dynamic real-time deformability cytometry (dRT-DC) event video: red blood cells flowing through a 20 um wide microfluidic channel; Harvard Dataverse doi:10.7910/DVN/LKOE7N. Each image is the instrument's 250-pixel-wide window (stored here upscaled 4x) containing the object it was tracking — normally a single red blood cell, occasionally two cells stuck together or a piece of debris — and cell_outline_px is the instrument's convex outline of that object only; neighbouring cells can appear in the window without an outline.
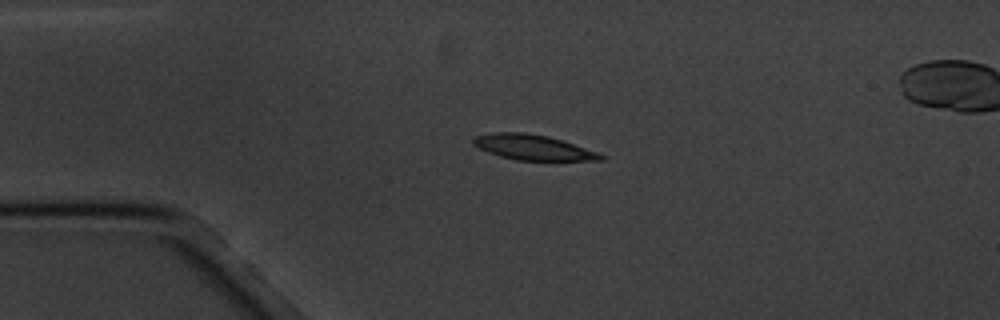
{"species": "common noctule bat (a hibernating species)", "species_latin": "Nyctalus noctula", "temperature_condition": "cold", "stored_images_in_passage": 5, "camera_frame_rate_fps": 3000, "um_per_image_px": 0.085, "animal": {"sex": "male", "body_mass_g": 20.1, "forearm_length_mm": 53.5}, "frame": {"image": 1, "passage_image": 3, "time_ms": 2.333, "image_size_px": [1000, 320], "cell_outline_px": [[608, 156], [604, 160], [516, 160], [500, 156], [488, 152], [472, 144], [472, 140], [476, 136], [496, 132], [524, 132], [548, 136], [600, 152]], "centroid_in_image_um": [45.36, 12.53], "position_along_channel_um": 39.6, "area_um2": 18.73}}